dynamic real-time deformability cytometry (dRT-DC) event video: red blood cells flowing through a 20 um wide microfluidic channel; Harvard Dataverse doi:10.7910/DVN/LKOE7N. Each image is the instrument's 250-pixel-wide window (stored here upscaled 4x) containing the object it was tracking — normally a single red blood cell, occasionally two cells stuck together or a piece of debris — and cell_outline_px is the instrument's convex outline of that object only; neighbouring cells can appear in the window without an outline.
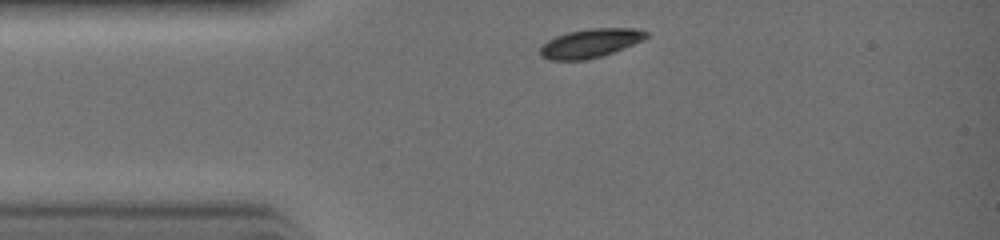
{"species": "common noctule bat (a hibernating species)", "species_latin": "Nyctalus noctula", "temperature_condition": "warm", "stored_images_in_passage": 23, "camera_frame_rate_fps": 3000, "um_per_image_px": 0.085, "animal": {"sex": "female", "body_mass_g": 19.0, "forearm_length_mm": 51.5}, "frame": {"image": 1, "passage_image": 1, "time_ms": 0.0, "image_size_px": [1000, 240], "cell_outline_px": [[648, 36], [644, 40], [624, 48], [600, 56], [584, 60], [552, 60], [540, 56], [540, 48], [548, 40], [556, 36], [568, 32], [588, 28], [636, 28], [648, 32]], "centroid_in_image_um": [50.19, 3.66], "position_along_channel_um": 34.8, "area_um2": 17.74}}
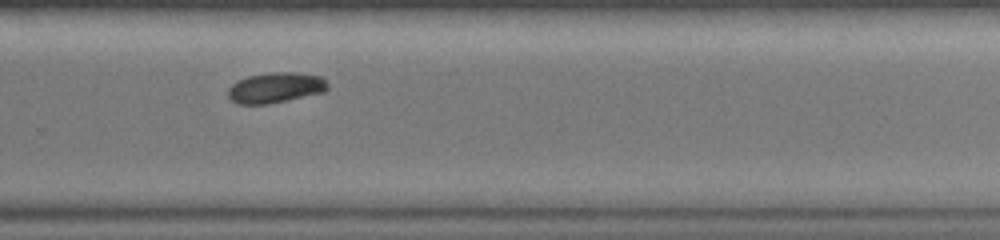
{"frame": {"image": 2, "passage_image": 16, "time_ms": 5.0, "image_size_px": [1000, 240], "cell_outline_px": [[328, 88], [324, 92], [268, 104], [236, 104], [228, 96], [228, 88], [236, 80], [248, 76], [272, 72], [300, 72], [324, 76], [328, 84]], "centroid_in_image_um": [23.44, 7.44], "position_along_channel_um": 306.4, "area_um2": 17.92}}
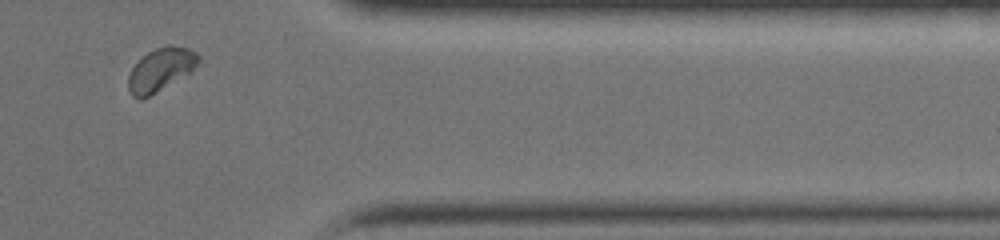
{"frame": {"image": 3, "passage_image": 21, "time_ms": 6.667, "image_size_px": [1000, 240], "cell_outline_px": [[200, 60], [188, 72], [148, 96], [140, 100], [132, 96], [128, 88], [128, 76], [132, 68], [148, 52], [156, 48], [168, 44], [188, 48], [196, 52], [200, 56]], "centroid_in_image_um": [13.63, 5.89], "position_along_channel_um": 397.8, "area_um2": 16.99}}